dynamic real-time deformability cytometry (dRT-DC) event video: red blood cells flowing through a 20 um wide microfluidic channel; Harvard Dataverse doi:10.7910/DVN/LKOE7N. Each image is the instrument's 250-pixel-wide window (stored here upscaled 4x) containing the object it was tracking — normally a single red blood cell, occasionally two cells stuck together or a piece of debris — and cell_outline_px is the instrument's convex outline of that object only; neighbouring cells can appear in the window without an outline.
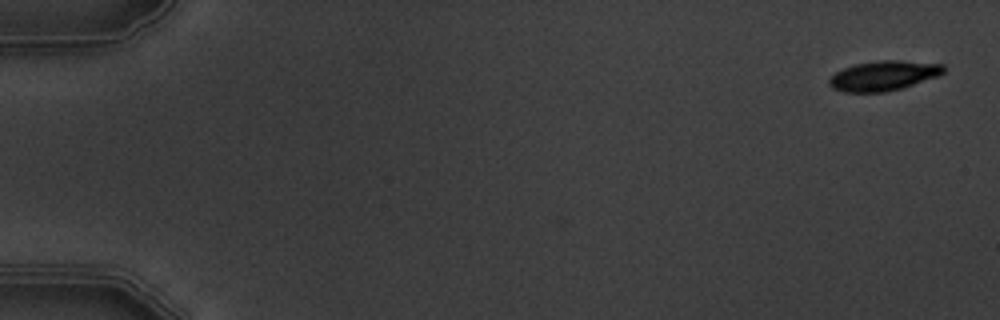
{"species": "common noctule bat (a hibernating species)", "species_latin": "Nyctalus noctula", "temperature_condition": "warm", "stored_images_in_passage": 8, "camera_frame_rate_fps": 3000, "um_per_image_px": 0.085, "animal": {"sex": "male", "body_mass_g": 19.5, "forearm_length_mm": 54.6}, "frame": {"image": 1, "passage_image": 1, "time_ms": 0.0, "image_size_px": [1000, 320], "cell_outline_px": [[944, 72], [940, 76], [904, 88], [884, 92], [844, 92], [832, 88], [828, 84], [828, 80], [836, 72], [844, 68], [856, 64], [880, 60], [900, 60], [944, 64]], "centroid_in_image_um": [75.14, 6.44], "position_along_channel_um": 9.9, "area_um2": 20.06}}
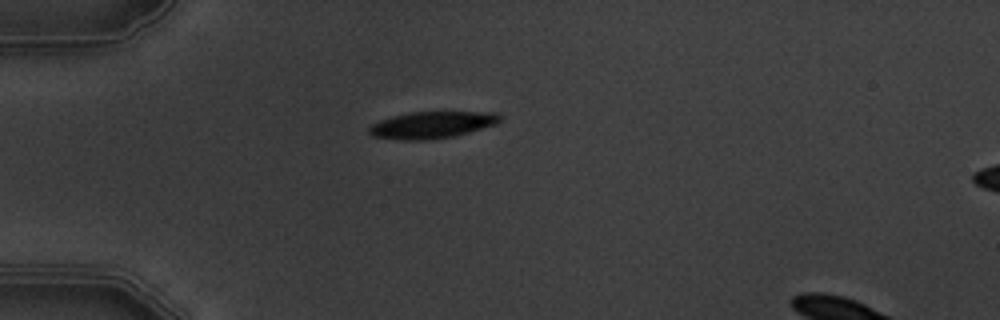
{"frame": {"image": 2, "passage_image": 5, "time_ms": 4.667, "image_size_px": [1000, 320], "cell_outline_px": [[500, 120], [496, 124], [468, 132], [452, 136], [424, 140], [400, 140], [372, 136], [368, 132], [368, 128], [372, 124], [380, 120], [392, 116], [408, 112], [500, 112]], "centroid_in_image_um": [36.68, 10.61], "position_along_channel_um": 48.3, "area_um2": 20.35}}